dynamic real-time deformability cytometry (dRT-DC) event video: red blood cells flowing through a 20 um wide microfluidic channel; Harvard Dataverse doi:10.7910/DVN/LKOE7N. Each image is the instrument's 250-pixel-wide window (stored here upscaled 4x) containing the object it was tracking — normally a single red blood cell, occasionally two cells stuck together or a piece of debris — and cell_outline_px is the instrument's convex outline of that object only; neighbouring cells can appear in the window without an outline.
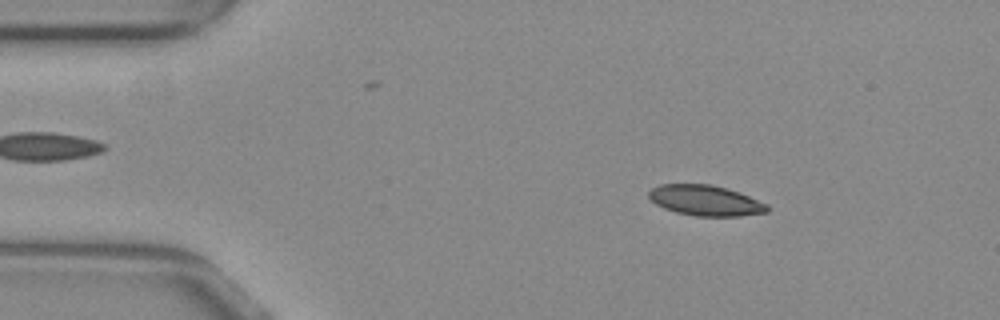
{"species": "common noctule bat (a hibernating species)", "species_latin": "Nyctalus noctula", "temperature_condition": "warm", "stored_images_in_passage": 37, "camera_frame_rate_fps": 3000, "um_per_image_px": 0.085, "animal": {"sex": "female", "body_mass_g": 29.2, "forearm_length_mm": 56.3}, "frame": {"image": 1, "passage_image": 4, "time_ms": 1.0, "image_size_px": [1000, 320], "cell_outline_px": [[768, 212], [740, 216], [696, 216], [676, 212], [664, 208], [656, 204], [648, 196], [648, 192], [652, 188], [660, 184], [708, 184], [740, 192], [768, 204]], "centroid_in_image_um": [59.97, 17.04], "position_along_channel_um": 25.0, "area_um2": 20.98}}
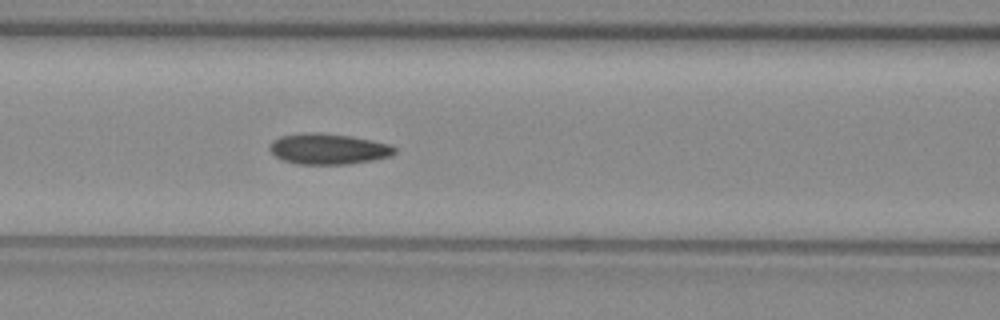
{"frame": {"image": 2, "passage_image": 18, "time_ms": 5.667, "image_size_px": [1000, 320], "cell_outline_px": [[396, 152], [388, 156], [372, 160], [348, 164], [296, 164], [284, 160], [276, 156], [268, 148], [268, 144], [272, 140], [280, 136], [300, 132], [320, 132], [348, 136], [372, 140], [388, 144], [396, 148]], "centroid_in_image_um": [27.84, 12.64], "position_along_channel_um": 138.8, "area_um2": 22.43}}
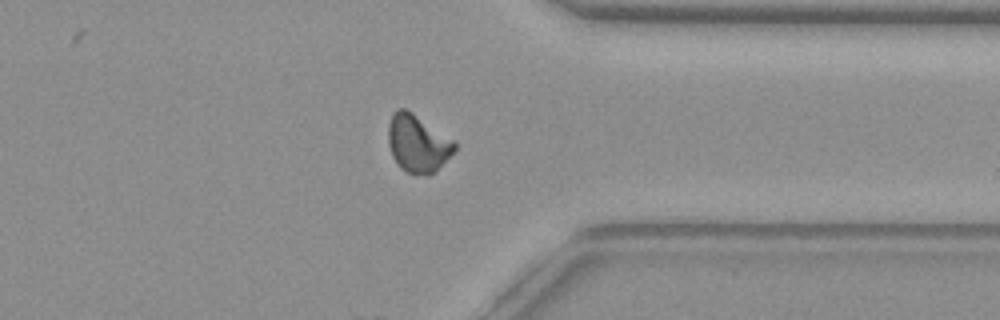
{"frame": {"image": 3, "passage_image": 37, "time_ms": 12.0, "image_size_px": [1000, 320], "cell_outline_px": [[456, 148], [428, 176], [404, 172], [396, 164], [392, 156], [388, 144], [388, 124], [392, 112], [396, 108], [404, 108], [452, 140], [456, 144]], "centroid_in_image_um": [35.41, 12.2], "position_along_channel_um": 376.0, "area_um2": 21.68}, "authors_computed_cell_mechanics": {"area_um2": 21.9062, "velocity_mm_per_s": 3.8424, "shape_relaxation_time_tau1_ms": 3.3974, "shape_relaxation_time_tau2_ms": 2.9649, "deformation_change_tau1": 0.0977, "deformation_change_tau2": 0.0745}}